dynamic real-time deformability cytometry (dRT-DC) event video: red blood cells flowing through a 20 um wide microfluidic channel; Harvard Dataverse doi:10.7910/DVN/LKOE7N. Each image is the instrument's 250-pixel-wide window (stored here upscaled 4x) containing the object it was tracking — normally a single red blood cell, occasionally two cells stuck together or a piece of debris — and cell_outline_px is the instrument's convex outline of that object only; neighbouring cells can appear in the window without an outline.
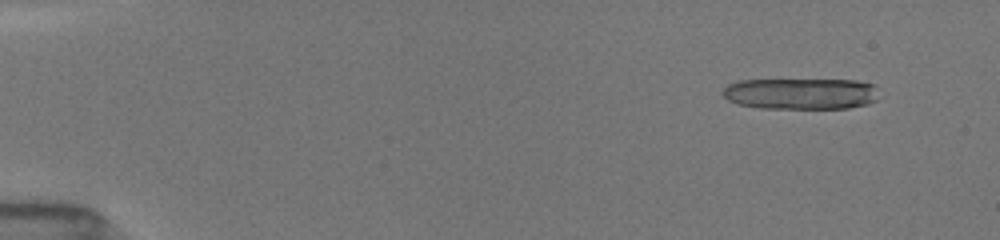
{"species": "common noctule bat (a hibernating species)", "species_latin": "Nyctalus noctula", "temperature_condition": "room temperature", "stored_images_in_passage": 27, "camera_frame_rate_fps": 3000, "um_per_image_px": 0.085, "animal": {"sex": "female", "body_mass_g": 19.5, "forearm_length_mm": 54.1}, "frame": {"image": 1, "passage_image": 4, "time_ms": 1.333, "image_size_px": [1000, 240], "cell_outline_px": [[876, 100], [868, 104], [848, 108], [760, 108], [736, 104], [728, 100], [720, 92], [728, 84], [736, 80], [856, 80], [872, 84], [876, 88]], "centroid_in_image_um": [68.02, 7.96], "position_along_channel_um": 17.0, "area_um2": 28.55}}
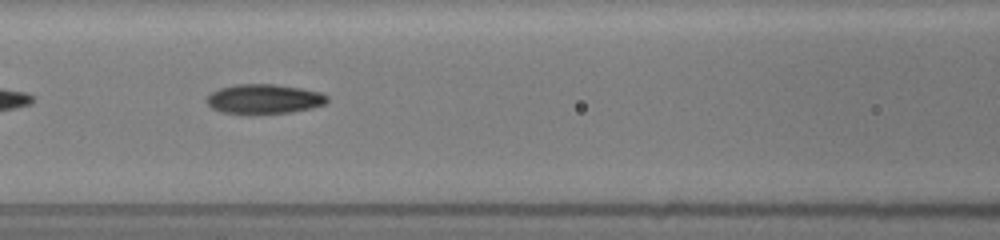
{"frame": {"image": 2, "passage_image": 20, "time_ms": 8.0, "image_size_px": [1000, 240], "cell_outline_px": [[328, 100], [324, 104], [312, 108], [292, 112], [220, 112], [212, 108], [204, 100], [212, 92], [220, 88], [236, 84], [276, 84], [300, 88], [320, 92], [328, 96]], "centroid_in_image_um": [22.45, 8.39], "position_along_channel_um": 144.1, "area_um2": 20.35}}
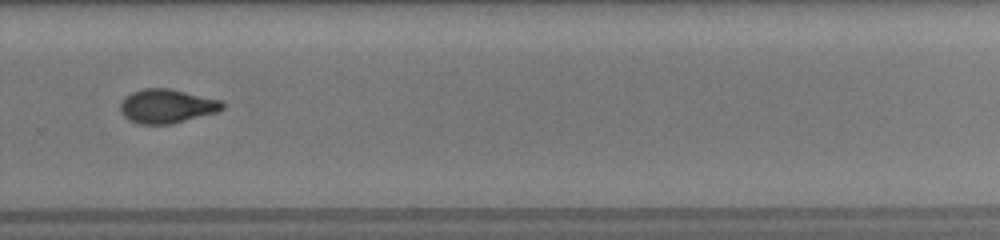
{"frame": {"image": 3, "passage_image": 27, "time_ms": 12.333, "image_size_px": [1000, 240], "cell_outline_px": [[224, 108], [216, 112], [172, 124], [136, 124], [128, 120], [120, 112], [120, 104], [124, 96], [132, 92], [144, 88], [168, 88], [220, 100], [224, 104]], "centroid_in_image_um": [14.12, 9.03], "position_along_channel_um": 315.7, "area_um2": 20.23}}